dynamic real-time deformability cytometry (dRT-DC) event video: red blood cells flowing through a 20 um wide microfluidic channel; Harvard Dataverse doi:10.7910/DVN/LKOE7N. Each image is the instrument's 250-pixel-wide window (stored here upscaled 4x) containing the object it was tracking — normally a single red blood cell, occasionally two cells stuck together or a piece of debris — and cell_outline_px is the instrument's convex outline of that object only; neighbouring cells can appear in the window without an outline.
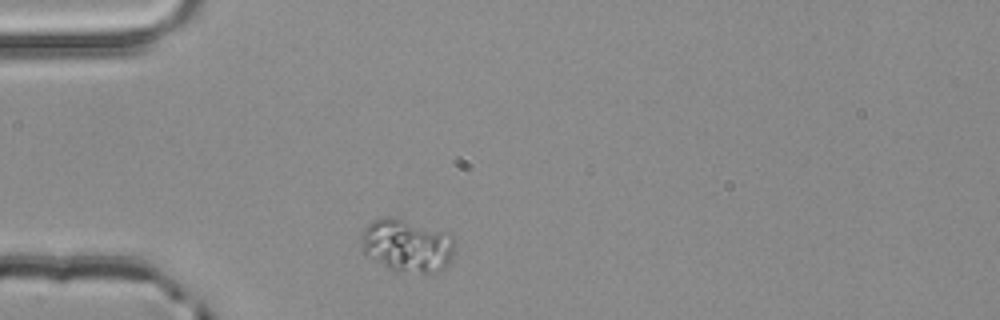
{"species": "common noctule bat (a hibernating species)", "species_latin": "Nyctalus noctula", "temperature_condition": "room temperature", "stored_images_in_passage": 1, "camera_frame_rate_fps": 3000, "um_per_image_px": 0.085, "animal": {"sex": "male", "body_mass_g": 20.4}, "frame": {"image": 1, "passage_image": 1, "time_ms": 0.0, "image_size_px": [1000, 320], "cell_outline_px": [[452, 256], [448, 264], [440, 272], [428, 276], [424, 276], [396, 272], [364, 256], [360, 236], [364, 228], [372, 220], [380, 216], [392, 216], [444, 232], [452, 236]], "centroid_in_image_um": [34.55, 20.93], "position_along_channel_um": 50.5, "area_um2": 29.65}}